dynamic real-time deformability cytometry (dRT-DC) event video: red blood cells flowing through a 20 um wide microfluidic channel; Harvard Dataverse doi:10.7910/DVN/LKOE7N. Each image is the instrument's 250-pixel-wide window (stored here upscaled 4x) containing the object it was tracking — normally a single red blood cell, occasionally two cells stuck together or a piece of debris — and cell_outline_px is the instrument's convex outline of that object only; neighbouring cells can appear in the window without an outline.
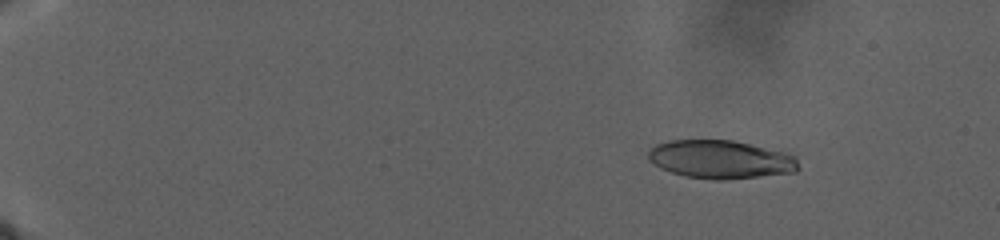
{"species": "human", "species_latin": "Homo sapiens", "temperature_condition": "warm", "stored_images_in_passage": 97, "camera_frame_rate_fps": 3000, "um_per_image_px": 0.085, "donor": {"sex": "male"}, "frame": {"image": 1, "passage_image": 15, "time_ms": 5.667, "image_size_px": [1000, 240], "cell_outline_px": [[800, 168], [796, 172], [728, 180], [712, 180], [684, 176], [660, 168], [648, 160], [648, 148], [656, 144], [668, 140], [732, 140], [784, 152], [796, 156]], "centroid_in_image_um": [61.24, 13.56], "position_along_channel_um": 23.8, "area_um2": 33.87}}
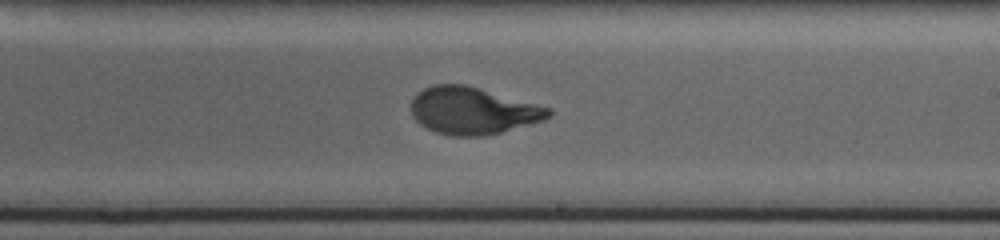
{"frame": {"image": 2, "passage_image": 64, "time_ms": 25.0, "image_size_px": [1000, 240], "cell_outline_px": [[552, 116], [544, 120], [532, 124], [484, 136], [452, 136], [436, 132], [420, 124], [412, 116], [412, 96], [424, 88], [436, 84], [464, 84], [552, 108]], "centroid_in_image_um": [40.2, 9.41], "position_along_channel_um": 248.8, "area_um2": 37.69}}
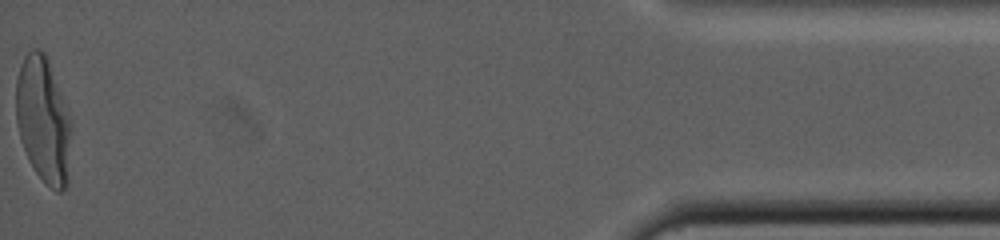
{"frame": {"image": 3, "passage_image": 97, "time_ms": 38.0, "image_size_px": [1000, 240], "cell_outline_px": [[72, 124], [68, 180], [64, 188], [60, 192], [56, 192], [36, 172], [28, 160], [20, 140], [16, 120], [16, 80], [20, 64], [24, 56], [32, 48], [40, 48], [44, 52], [68, 108], [72, 120]], "centroid_in_image_um": [3.69, 10.18], "position_along_channel_um": 431.5, "area_um2": 40.86}}